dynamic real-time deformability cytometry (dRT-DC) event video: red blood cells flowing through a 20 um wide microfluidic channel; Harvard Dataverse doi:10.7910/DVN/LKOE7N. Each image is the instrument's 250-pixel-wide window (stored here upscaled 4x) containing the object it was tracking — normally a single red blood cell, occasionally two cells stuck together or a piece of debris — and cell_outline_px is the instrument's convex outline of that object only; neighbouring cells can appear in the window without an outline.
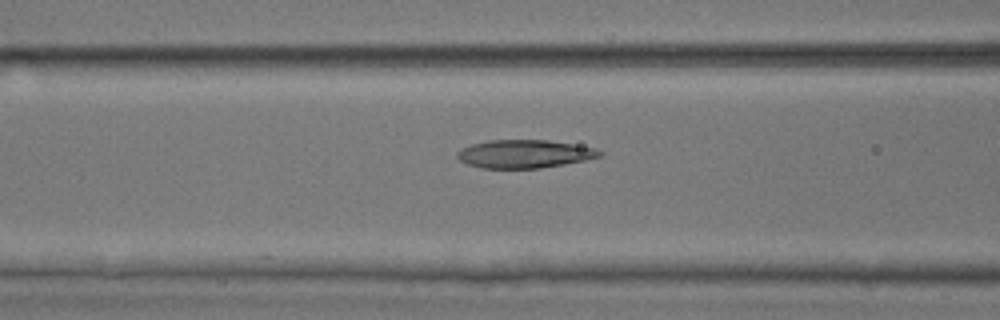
{"species": "common noctule bat (a hibernating species)", "species_latin": "Nyctalus noctula", "temperature_condition": "room temperature", "stored_images_in_passage": 46, "camera_frame_rate_fps": 3000, "um_per_image_px": 0.085, "animal": {"sex": "male", "body_mass_g": 17.9, "forearm_length_mm": 54.2}, "frame": {"image": 1, "passage_image": 22, "time_ms": 7.0, "image_size_px": [1000, 320], "cell_outline_px": [[604, 152], [600, 156], [584, 160], [564, 164], [540, 168], [480, 168], [468, 164], [460, 160], [456, 156], [456, 152], [460, 148], [472, 144], [488, 140], [548, 140], [596, 148]], "centroid_in_image_um": [44.54, 13.08], "position_along_channel_um": 122.1, "area_um2": 23.35}}
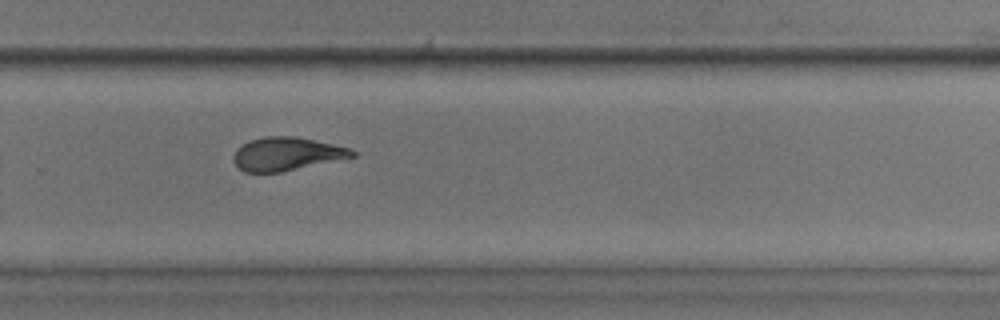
{"frame": {"image": 2, "passage_image": 36, "time_ms": 11.667, "image_size_px": [1000, 320], "cell_outline_px": [[356, 156], [280, 172], [244, 172], [232, 160], [232, 156], [236, 148], [252, 140], [264, 136], [296, 136], [332, 144], [348, 148], [356, 152]], "centroid_in_image_um": [24.33, 13.08], "position_along_channel_um": 305.5, "area_um2": 22.77}}
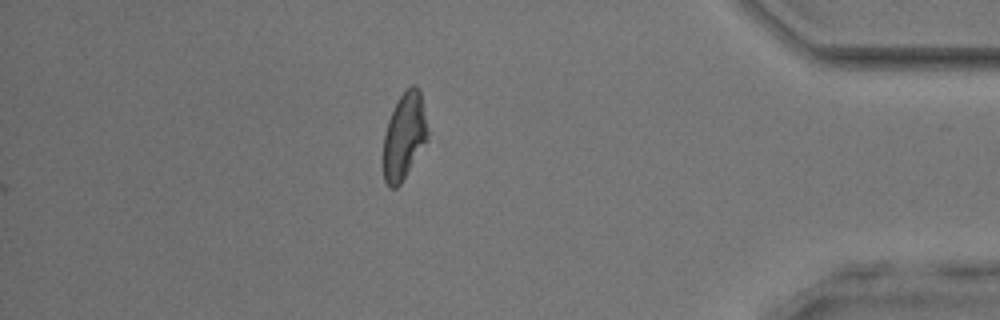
{"frame": {"image": 3, "passage_image": 46, "time_ms": 15.0, "image_size_px": [1000, 320], "cell_outline_px": [[428, 140], [400, 184], [396, 188], [388, 188], [384, 180], [384, 132], [388, 120], [400, 96], [412, 84], [416, 84], [420, 88], [428, 132]], "centroid_in_image_um": [34.37, 11.57], "position_along_channel_um": 400.8, "area_um2": 22.25}, "authors_computed_cell_mechanics": {"area_um2": 24.9407, "velocity_mm_per_s": 3.9497, "shape_relaxation_time_tau1_ms": 6.2452, "shape_relaxation_time_tau2_ms": 1.6951, "deformation_change_tau1": 0.2035, "deformation_change_tau2": 0.0858}}